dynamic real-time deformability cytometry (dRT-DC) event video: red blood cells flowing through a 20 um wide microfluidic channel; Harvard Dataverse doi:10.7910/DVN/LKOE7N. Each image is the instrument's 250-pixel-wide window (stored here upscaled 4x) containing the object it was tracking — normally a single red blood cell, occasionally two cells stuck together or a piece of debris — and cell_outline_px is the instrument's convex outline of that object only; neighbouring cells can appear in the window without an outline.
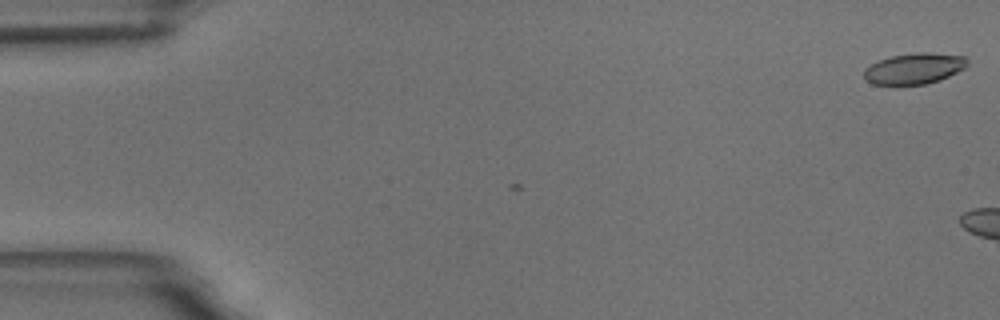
{"species": "common noctule bat (a hibernating species)", "species_latin": "Nyctalus noctula", "temperature_condition": "room temperature", "stored_images_in_passage": 2, "camera_frame_rate_fps": 3000, "um_per_image_px": 0.085, "animal": {"sex": "male", "body_mass_g": 18.8}, "frame": {"image": 1, "passage_image": 2, "time_ms": 0.333, "image_size_px": [1000, 320], "cell_outline_px": [[968, 64], [964, 68], [940, 80], [924, 84], [872, 84], [864, 80], [864, 68], [880, 60], [892, 56], [920, 52], [928, 52], [964, 56], [968, 60]], "centroid_in_image_um": [77.7, 5.82], "position_along_channel_um": 7.3, "area_um2": 18.44}}